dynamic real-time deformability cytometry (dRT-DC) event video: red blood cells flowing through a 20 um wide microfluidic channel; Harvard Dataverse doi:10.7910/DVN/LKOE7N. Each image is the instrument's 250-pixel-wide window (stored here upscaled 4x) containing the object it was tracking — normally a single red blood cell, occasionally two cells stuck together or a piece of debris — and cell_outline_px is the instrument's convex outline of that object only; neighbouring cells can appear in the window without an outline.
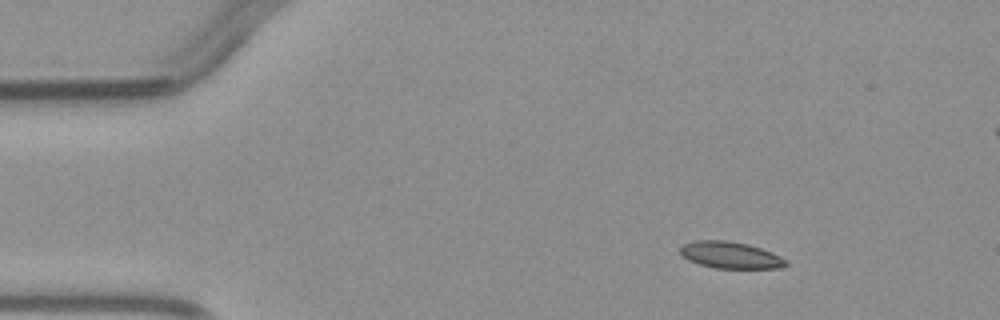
{"species": "common noctule bat (a hibernating species)", "species_latin": "Nyctalus noctula", "temperature_condition": "warm", "stored_images_in_passage": 3, "camera_frame_rate_fps": 3000, "um_per_image_px": 0.085, "animal": {"sex": "male", "body_mass_g": 23.1, "forearm_length_mm": 52.7}, "frame": {"image": 1, "passage_image": 1, "time_ms": 0.0, "image_size_px": [1000, 320], "cell_outline_px": [[788, 264], [784, 268], [716, 268], [700, 264], [688, 260], [680, 256], [680, 248], [684, 244], [696, 240], [728, 240], [748, 244], [772, 252], [788, 260]], "centroid_in_image_um": [62.1, 21.68], "position_along_channel_um": 22.9, "area_um2": 16.59}}